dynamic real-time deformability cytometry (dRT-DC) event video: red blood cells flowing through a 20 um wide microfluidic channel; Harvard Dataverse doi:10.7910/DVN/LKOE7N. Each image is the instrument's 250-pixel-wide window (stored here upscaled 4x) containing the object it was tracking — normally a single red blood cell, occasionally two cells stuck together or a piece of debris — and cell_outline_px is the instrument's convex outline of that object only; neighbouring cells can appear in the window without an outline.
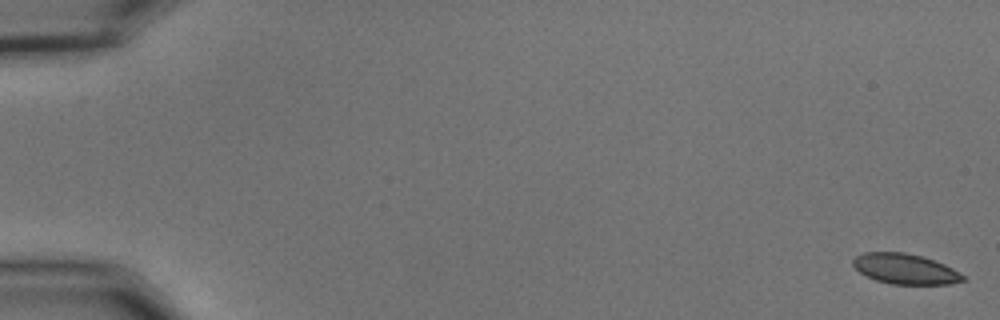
{"species": "common noctule bat (a hibernating species)", "species_latin": "Nyctalus noctula", "temperature_condition": "cold", "stored_images_in_passage": 57, "segment_of_instrument_passage": [1, 2], "camera_frame_rate_fps": 3000, "um_per_image_px": 0.085, "animal": {"sex": "male", "body_mass_g": 15.6}, "frame": {"image": 1, "passage_image": 1, "time_ms": 0.0, "image_size_px": [1000, 320], "cell_outline_px": [[964, 280], [948, 284], [892, 284], [876, 280], [860, 272], [852, 264], [852, 260], [856, 256], [864, 252], [904, 252], [920, 256], [944, 264], [952, 268], [964, 276]], "centroid_in_image_um": [76.91, 22.85], "position_along_channel_um": 8.1, "area_um2": 19.13}}
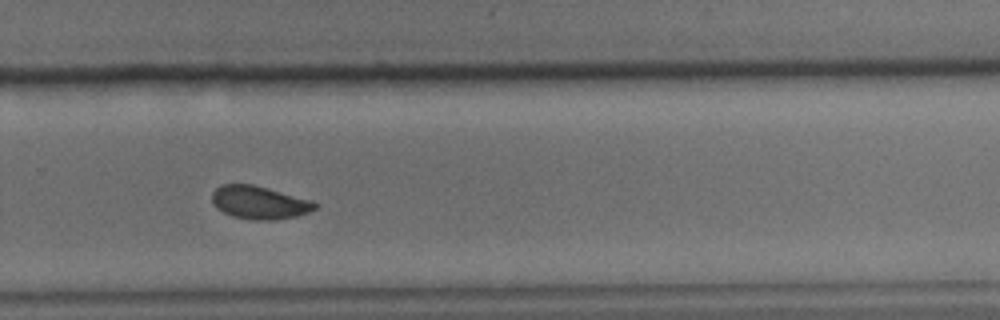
{"frame": {"image": 2, "passage_image": 39, "time_ms": 12.667, "image_size_px": [1000, 320], "cell_outline_px": [[320, 204], [316, 208], [308, 212], [296, 216], [272, 220], [252, 220], [232, 216], [216, 208], [212, 200], [212, 192], [220, 184], [252, 184], [268, 188], [312, 200]], "centroid_in_image_um": [22.04, 17.21], "position_along_channel_um": 307.8, "area_um2": 19.88}}
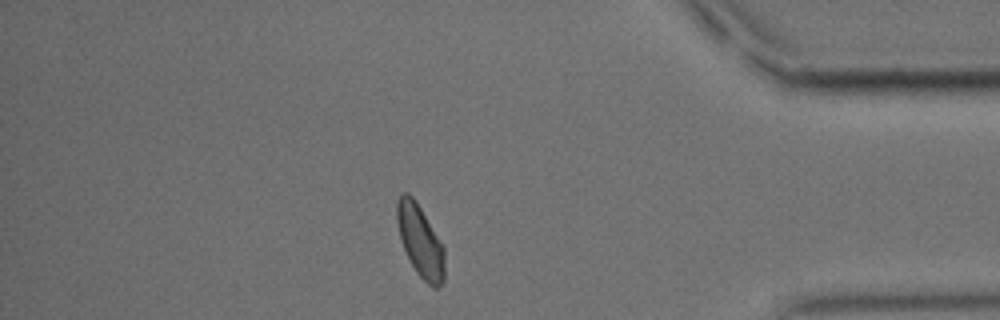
{"frame": {"image": 3, "passage_image": 49, "time_ms": 16.0, "image_size_px": [1000, 320], "cell_outline_px": [[444, 280], [440, 288], [432, 288], [416, 272], [400, 240], [396, 220], [396, 200], [404, 192], [408, 192], [416, 200], [444, 244]], "centroid_in_image_um": [35.73, 20.46], "position_along_channel_um": 399.5, "area_um2": 20.35}}